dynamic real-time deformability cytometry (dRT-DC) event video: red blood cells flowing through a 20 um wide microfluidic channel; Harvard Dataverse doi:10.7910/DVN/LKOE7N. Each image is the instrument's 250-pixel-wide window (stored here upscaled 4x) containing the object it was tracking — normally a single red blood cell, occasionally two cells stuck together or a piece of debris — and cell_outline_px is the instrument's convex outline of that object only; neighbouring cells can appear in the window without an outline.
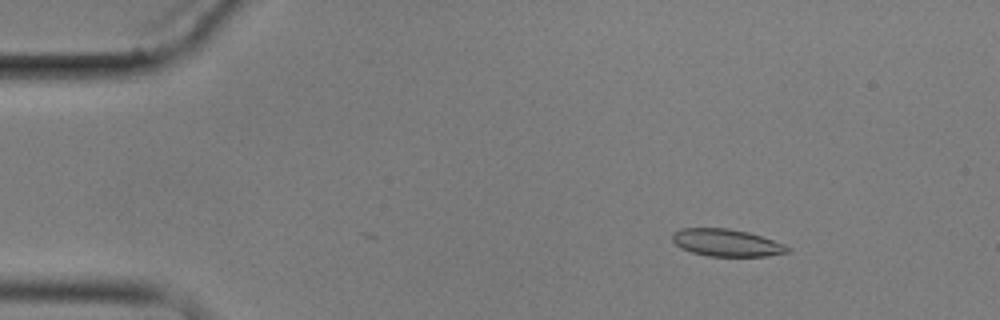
{"species": "common noctule bat (a hibernating species)", "species_latin": "Nyctalus noctula", "temperature_condition": "cold", "stored_images_in_passage": 5, "camera_frame_rate_fps": 3000, "um_per_image_px": 0.085, "animal": {"sex": "male", "body_mass_g": 17.9}, "frame": {"image": 1, "passage_image": 2, "time_ms": 1.333, "image_size_px": [1000, 320], "cell_outline_px": [[792, 252], [768, 256], [708, 256], [692, 252], [680, 248], [672, 240], [672, 232], [680, 228], [728, 228], [748, 232], [784, 244], [792, 248]], "centroid_in_image_um": [61.76, 20.63], "position_along_channel_um": 23.2, "area_um2": 18.44}}
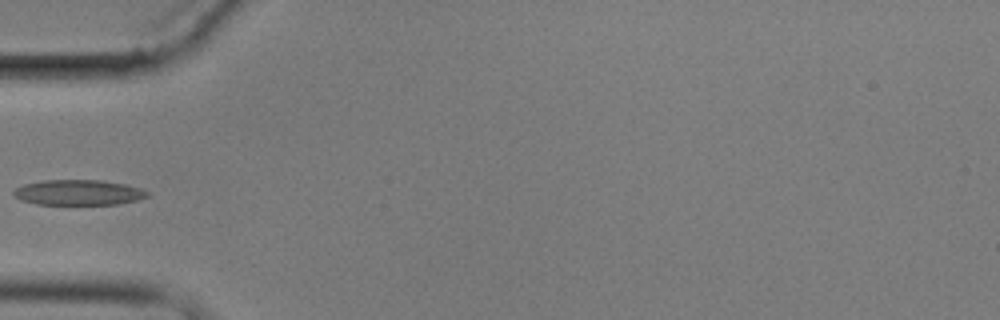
{"frame": {"image": 2, "passage_image": 5, "time_ms": 5.0, "image_size_px": [1000, 320], "cell_outline_px": [[148, 196], [140, 200], [116, 204], [36, 204], [20, 200], [12, 192], [16, 188], [24, 184], [44, 180], [100, 180], [124, 184], [140, 188], [148, 192]], "centroid_in_image_um": [6.67, 16.36], "position_along_channel_um": 78.3, "area_um2": 19.65}}